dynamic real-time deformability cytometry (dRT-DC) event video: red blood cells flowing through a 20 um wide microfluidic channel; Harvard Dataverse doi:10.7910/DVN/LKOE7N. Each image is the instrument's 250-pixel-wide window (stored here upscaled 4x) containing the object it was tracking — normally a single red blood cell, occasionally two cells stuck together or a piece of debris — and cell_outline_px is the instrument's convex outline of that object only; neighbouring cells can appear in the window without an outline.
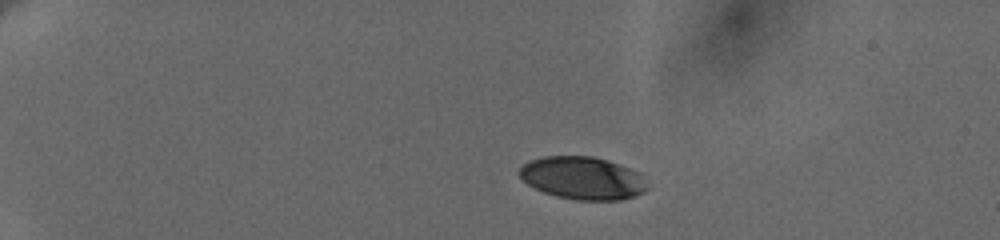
{"species": "human", "species_latin": "Homo sapiens", "temperature_condition": "cold", "stored_images_in_passage": 47, "camera_frame_rate_fps": 3000, "um_per_image_px": 0.085, "donor": {"sex": "female"}, "frame": {"image": 1, "passage_image": 1, "time_ms": 0.0, "image_size_px": [1000, 240], "cell_outline_px": [[648, 188], [644, 192], [636, 196], [620, 200], [576, 200], [556, 196], [544, 192], [528, 184], [516, 172], [524, 164], [532, 160], [544, 156], [592, 156], [608, 160], [620, 164], [640, 172]], "centroid_in_image_um": [49.55, 15.14], "position_along_channel_um": 35.5, "area_um2": 31.91}}
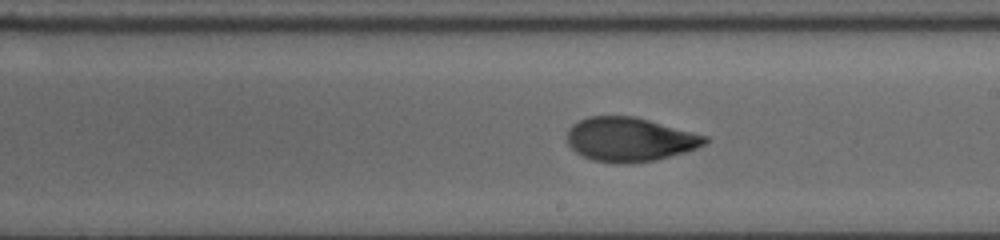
{"frame": {"image": 2, "passage_image": 25, "time_ms": 8.0, "image_size_px": [1000, 240], "cell_outline_px": [[708, 140], [704, 144], [696, 148], [684, 152], [656, 160], [624, 164], [616, 164], [592, 160], [576, 152], [568, 144], [568, 128], [572, 124], [588, 116], [632, 116], [648, 120], [708, 136]], "centroid_in_image_um": [53.5, 11.86], "position_along_channel_um": 235.5, "area_um2": 35.2}}
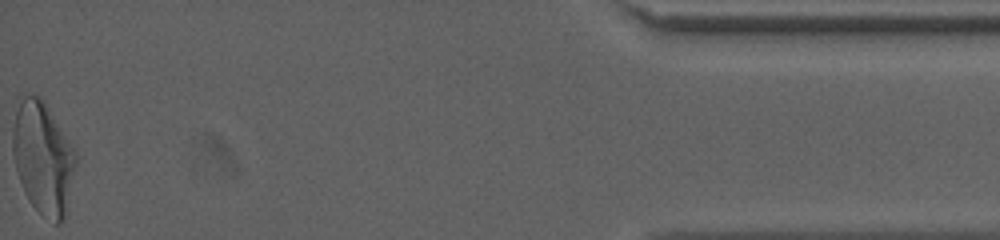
{"frame": {"image": 3, "passage_image": 47, "time_ms": 15.333, "image_size_px": [1000, 240], "cell_outline_px": [[80, 156], [64, 220], [60, 224], [56, 224], [40, 212], [28, 200], [24, 192], [16, 172], [12, 152], [12, 132], [20, 92], [40, 96], [44, 100]], "centroid_in_image_um": [3.68, 13.39], "position_along_channel_um": 431.5, "area_um2": 42.37}, "authors_computed_cell_mechanics": {"area_um2": 35.2002, "velocity_mm_per_s": 3.6285, "shape_relaxation_time_tau1_ms": 3.9726, "shape_relaxation_time_tau2_ms": 1.1721, "deformation_change_tau1": 0.178, "deformation_change_tau2": 0.0596}}